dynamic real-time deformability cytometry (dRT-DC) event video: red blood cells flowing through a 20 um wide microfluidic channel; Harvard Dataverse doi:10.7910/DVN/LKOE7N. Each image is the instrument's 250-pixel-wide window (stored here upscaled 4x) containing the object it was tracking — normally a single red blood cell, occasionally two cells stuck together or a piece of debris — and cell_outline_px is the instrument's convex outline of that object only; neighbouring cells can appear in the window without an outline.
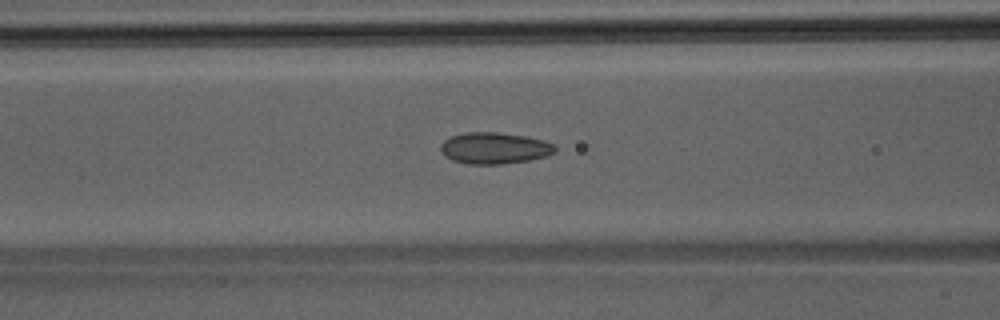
{"species": "Egyptian fruit bat (a non-hibernating species)", "species_latin": "Rousettus aegyptiacus", "temperature_condition": "room temperature", "stored_images_in_passage": 45, "camera_frame_rate_fps": 3000, "um_per_image_px": 0.085, "animal": {"sex": "male"}, "frame": {"image": 1, "passage_image": 19, "time_ms": 6.0, "image_size_px": [1000, 320], "cell_outline_px": [[556, 152], [548, 156], [528, 160], [500, 164], [468, 164], [452, 160], [444, 156], [440, 148], [440, 144], [444, 140], [452, 136], [464, 132], [496, 132], [524, 136], [544, 140], [552, 144], [556, 148]], "centroid_in_image_um": [42.01, 12.59], "position_along_channel_um": 124.6, "area_um2": 20.98}}
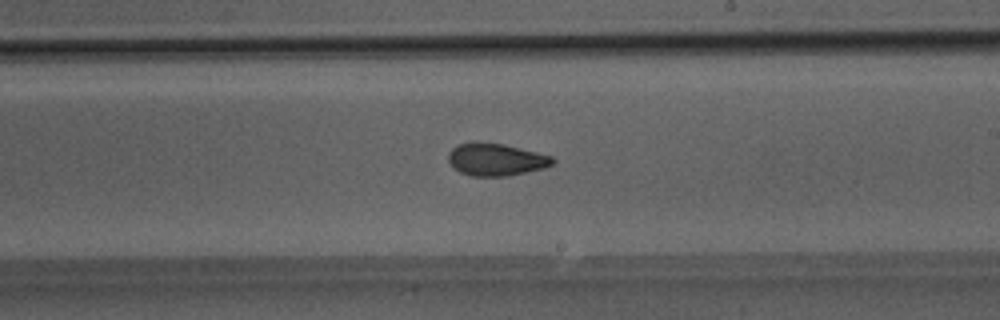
{"frame": {"image": 2, "passage_image": 27, "time_ms": 8.667, "image_size_px": [1000, 320], "cell_outline_px": [[556, 160], [552, 164], [544, 168], [508, 176], [472, 176], [460, 172], [452, 168], [448, 160], [448, 152], [456, 144], [472, 140], [476, 140], [504, 144], [552, 156]], "centroid_in_image_um": [42.09, 13.53], "position_along_channel_um": 246.9, "area_um2": 20.11}}
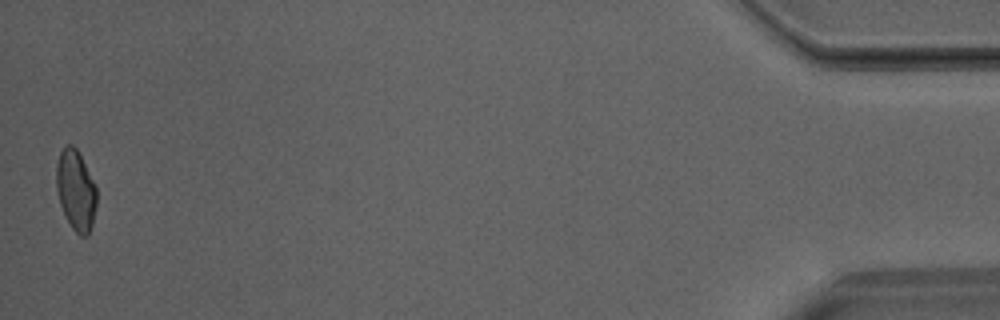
{"frame": {"image": 3, "passage_image": 45, "time_ms": 14.667, "image_size_px": [1000, 320], "cell_outline_px": [[96, 204], [92, 224], [88, 236], [80, 236], [72, 228], [64, 216], [60, 204], [56, 188], [56, 164], [60, 152], [64, 144], [72, 144], [76, 148], [96, 188]], "centroid_in_image_um": [6.41, 16.18], "position_along_channel_um": 428.8, "area_um2": 18.79}}